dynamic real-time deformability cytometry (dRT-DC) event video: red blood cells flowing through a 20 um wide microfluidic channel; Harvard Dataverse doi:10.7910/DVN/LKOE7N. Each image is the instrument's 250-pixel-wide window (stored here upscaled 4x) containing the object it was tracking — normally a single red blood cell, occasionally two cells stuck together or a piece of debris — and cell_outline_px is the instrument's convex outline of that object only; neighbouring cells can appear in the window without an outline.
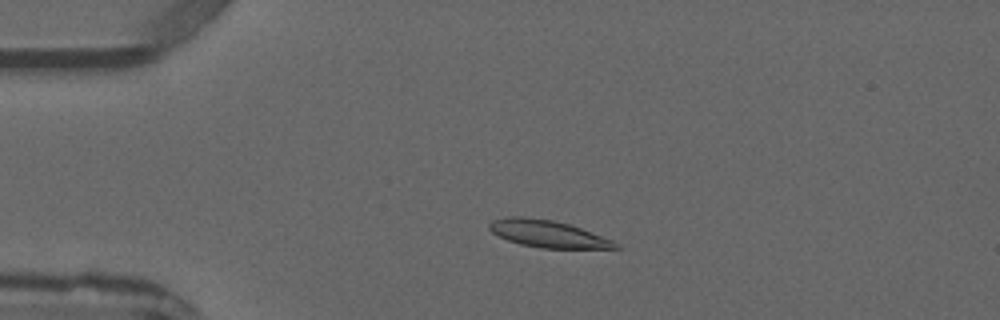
{"species": "common noctule bat (a hibernating species)", "species_latin": "Nyctalus noctula", "temperature_condition": "warm", "stored_images_in_passage": 2, "camera_frame_rate_fps": 3000, "um_per_image_px": 0.085, "animal": {"sex": "male", "forearm_length_mm": 52.5}, "frame": {"image": 1, "passage_image": 2, "time_ms": 1.0, "image_size_px": [1000, 320], "cell_outline_px": [[620, 248], [540, 248], [520, 244], [508, 240], [492, 232], [488, 228], [488, 224], [492, 220], [508, 216], [520, 216], [552, 220], [568, 224], [580, 228], [612, 240], [620, 244]], "centroid_in_image_um": [46.53, 19.87], "position_along_channel_um": 38.5, "area_um2": 19.71}}